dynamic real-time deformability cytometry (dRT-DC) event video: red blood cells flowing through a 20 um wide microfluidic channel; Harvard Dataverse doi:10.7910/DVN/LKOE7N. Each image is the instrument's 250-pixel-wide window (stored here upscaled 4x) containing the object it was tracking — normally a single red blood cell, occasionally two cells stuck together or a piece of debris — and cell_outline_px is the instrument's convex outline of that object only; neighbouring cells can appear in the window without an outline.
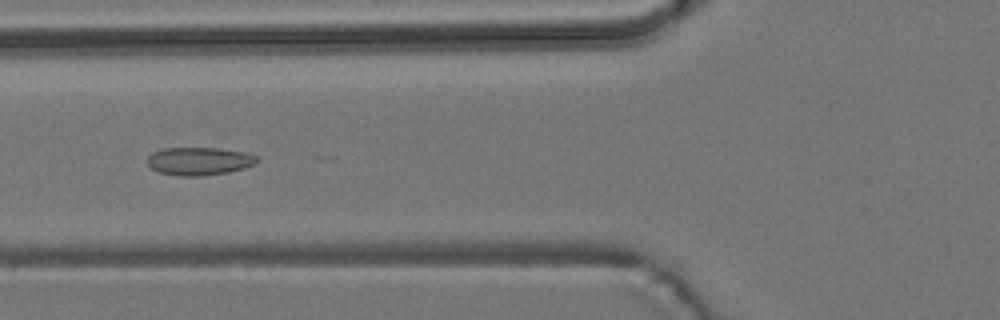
{"species": "common noctule bat (a hibernating species)", "species_latin": "Nyctalus noctula", "temperature_condition": "room temperature", "stored_images_in_passage": 9, "camera_frame_rate_fps": 3000, "um_per_image_px": 0.085, "animal": {"sex": "male", "body_mass_g": 19.2, "forearm_length_mm": 51.8}, "frame": {"image": 1, "passage_image": 6, "time_ms": 6.0, "image_size_px": [1000, 320], "cell_outline_px": [[260, 160], [256, 164], [244, 168], [228, 172], [204, 176], [180, 176], [156, 172], [148, 164], [148, 156], [152, 152], [164, 148], [216, 148], [244, 152], [256, 156]], "centroid_in_image_um": [16.93, 13.7], "position_along_channel_um": 108.9, "area_um2": 17.98}}
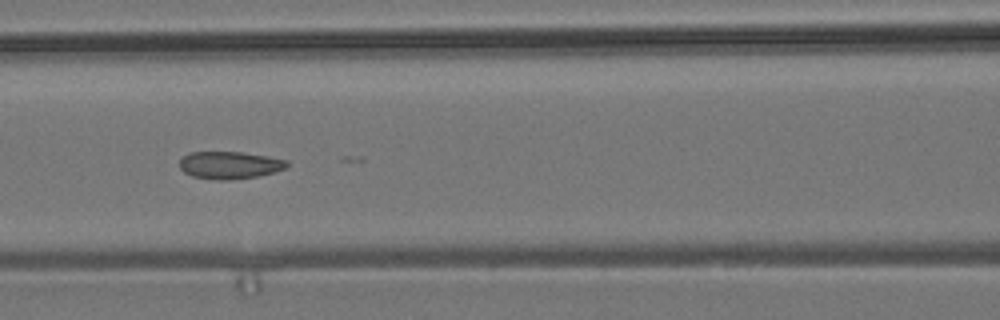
{"frame": {"image": 2, "passage_image": 7, "time_ms": 7.0, "image_size_px": [1000, 320], "cell_outline_px": [[288, 164], [284, 168], [272, 172], [256, 176], [224, 180], [220, 180], [192, 176], [184, 172], [180, 168], [180, 160], [184, 156], [192, 152], [244, 152], [268, 156], [288, 160]], "centroid_in_image_um": [19.51, 14.02], "position_along_channel_um": 147.1, "area_um2": 16.88}}
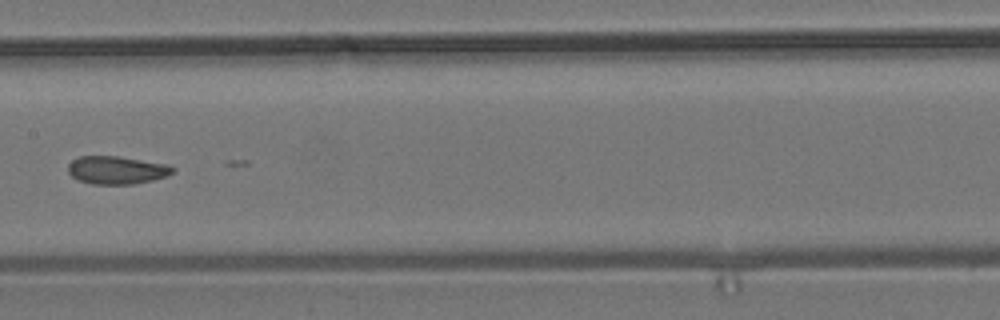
{"frame": {"image": 3, "passage_image": 8, "time_ms": 8.333, "image_size_px": [1000, 320], "cell_outline_px": [[176, 168], [172, 172], [164, 176], [152, 180], [132, 184], [92, 184], [76, 180], [68, 172], [68, 164], [72, 160], [80, 156], [120, 156], [168, 164]], "centroid_in_image_um": [9.89, 14.45], "position_along_channel_um": 197.5, "area_um2": 17.11}}